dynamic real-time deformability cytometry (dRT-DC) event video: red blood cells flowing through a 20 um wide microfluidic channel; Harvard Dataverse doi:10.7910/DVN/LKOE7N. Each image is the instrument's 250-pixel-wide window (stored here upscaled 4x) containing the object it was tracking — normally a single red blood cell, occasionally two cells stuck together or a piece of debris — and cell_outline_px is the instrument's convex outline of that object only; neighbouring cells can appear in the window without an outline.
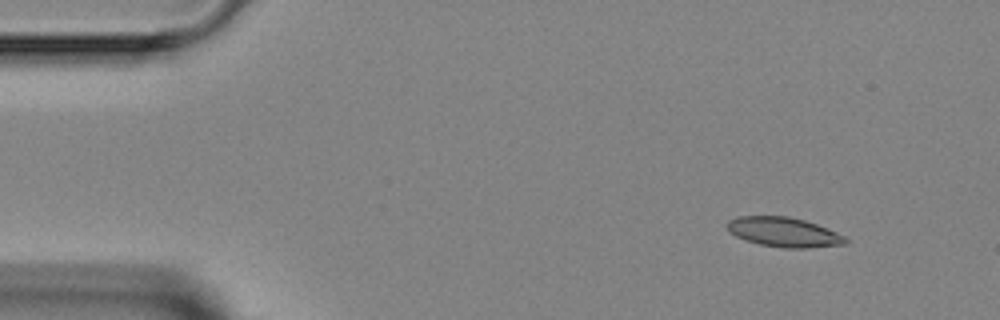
{"species": "Egyptian fruit bat (a non-hibernating species)", "species_latin": "Rousettus aegyptiacus", "temperature_condition": "room temperature", "stored_images_in_passage": 4, "camera_frame_rate_fps": 3000, "um_per_image_px": 0.085, "animal": {"sex": "female"}, "frame": {"image": 1, "passage_image": 1, "time_ms": 0.0, "image_size_px": [1000, 320], "cell_outline_px": [[848, 244], [808, 248], [784, 248], [760, 244], [744, 240], [736, 236], [724, 224], [728, 220], [736, 216], [788, 216], [804, 220], [828, 228], [844, 236], [848, 240]], "centroid_in_image_um": [66.62, 19.73], "position_along_channel_um": 18.4, "area_um2": 20.52}}